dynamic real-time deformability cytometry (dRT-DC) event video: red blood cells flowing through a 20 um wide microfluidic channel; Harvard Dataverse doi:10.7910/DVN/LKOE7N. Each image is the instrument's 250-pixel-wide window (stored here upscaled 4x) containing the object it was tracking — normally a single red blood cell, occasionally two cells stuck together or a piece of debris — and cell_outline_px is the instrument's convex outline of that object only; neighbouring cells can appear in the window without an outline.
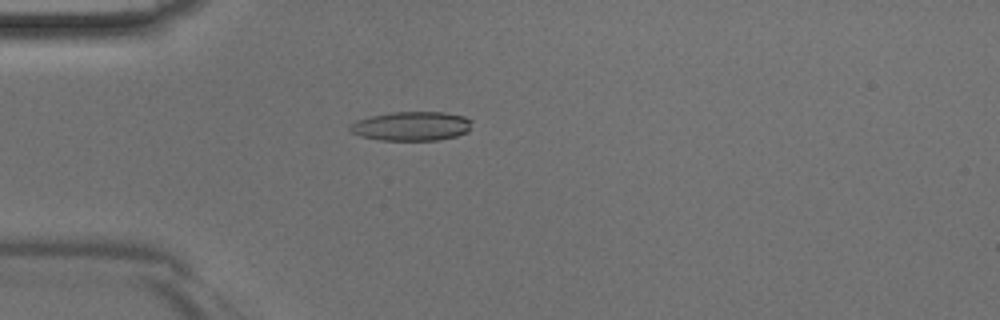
{"species": "Egyptian fruit bat (a non-hibernating species)", "species_latin": "Rousettus aegyptiacus", "temperature_condition": "room temperature", "stored_images_in_passage": 46, "camera_frame_rate_fps": 3000, "um_per_image_px": 0.085, "animal": {"sex": "male"}, "frame": {"image": 1, "passage_image": 13, "time_ms": 4.0, "image_size_px": [1000, 320], "cell_outline_px": [[472, 120], [468, 132], [456, 136], [436, 140], [380, 140], [360, 136], [352, 132], [348, 128], [356, 120], [368, 116], [392, 112], [444, 112], [464, 116]], "centroid_in_image_um": [34.97, 10.71], "position_along_channel_um": 50.0, "area_um2": 20.75}}
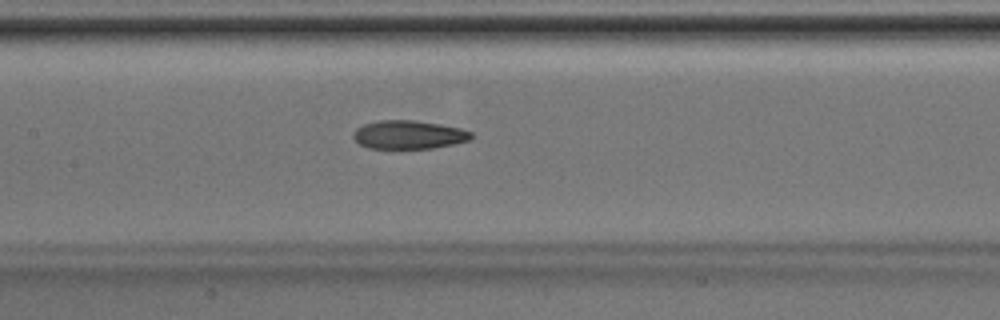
{"frame": {"image": 2, "passage_image": 22, "time_ms": 7.0, "image_size_px": [1000, 320], "cell_outline_px": [[472, 136], [468, 140], [452, 144], [432, 148], [368, 148], [360, 144], [352, 136], [352, 132], [356, 128], [364, 124], [380, 120], [412, 120], [460, 128], [472, 132]], "centroid_in_image_um": [34.69, 11.45], "position_along_channel_um": 172.7, "area_um2": 19.31}}
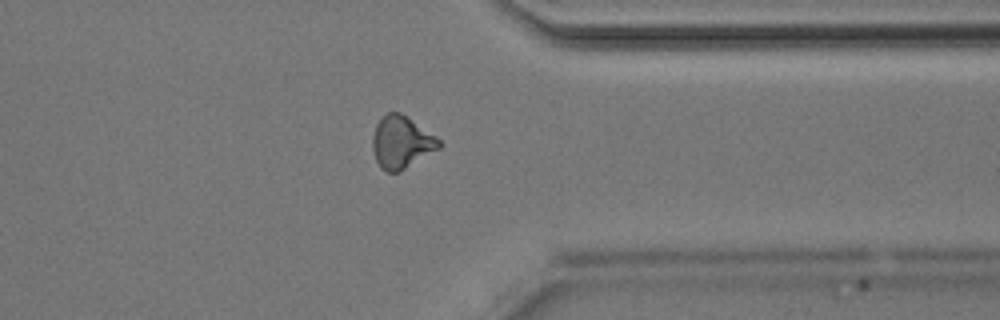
{"frame": {"image": 3, "passage_image": 36, "time_ms": 11.667, "image_size_px": [1000, 320], "cell_outline_px": [[440, 148], [400, 172], [388, 172], [380, 168], [376, 160], [372, 148], [372, 136], [376, 124], [388, 112], [400, 112], [408, 116], [436, 136], [440, 140]], "centroid_in_image_um": [34.12, 12.09], "position_along_channel_um": 377.3, "area_um2": 20.4}}